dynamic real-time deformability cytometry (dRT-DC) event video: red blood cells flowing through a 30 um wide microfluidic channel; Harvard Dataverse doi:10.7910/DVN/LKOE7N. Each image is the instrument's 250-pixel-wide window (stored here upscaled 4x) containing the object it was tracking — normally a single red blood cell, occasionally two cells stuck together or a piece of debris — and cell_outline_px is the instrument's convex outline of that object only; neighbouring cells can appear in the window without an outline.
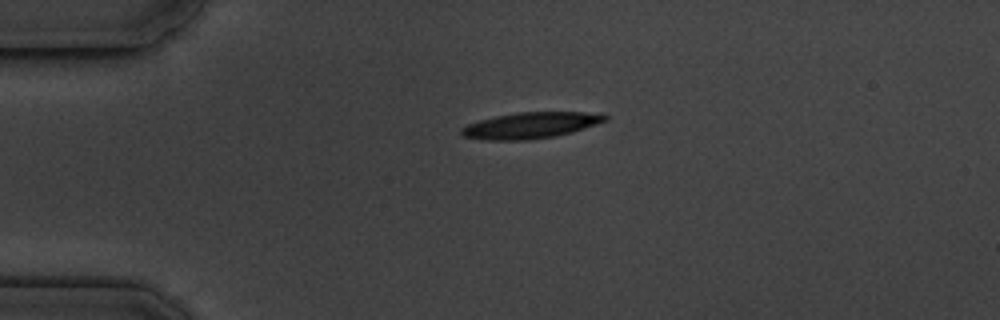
{"species": "common noctule bat (a hibernating species)", "species_latin": "Nyctalus noctula", "temperature_condition": "cold", "stored_images_in_passage": 2, "camera_frame_rate_fps": 3000, "um_per_image_px": 0.085, "animal": {"sex": "male", "body_mass_g": 19.5, "forearm_length_mm": 54.6}, "frame": {"image": 1, "passage_image": 1, "time_ms": 0.0, "image_size_px": [1000, 320], "cell_outline_px": [[608, 120], [572, 132], [556, 136], [528, 140], [488, 140], [464, 136], [460, 132], [460, 128], [468, 124], [480, 120], [496, 116], [516, 112], [584, 112], [608, 116]], "centroid_in_image_um": [45.08, 10.66], "position_along_channel_um": 39.9, "area_um2": 21.68}}